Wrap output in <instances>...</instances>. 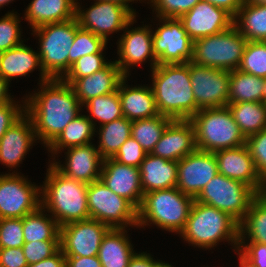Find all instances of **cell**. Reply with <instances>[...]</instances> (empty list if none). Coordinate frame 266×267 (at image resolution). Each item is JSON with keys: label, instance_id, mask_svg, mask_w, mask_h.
<instances>
[{"label": "cell", "instance_id": "obj_1", "mask_svg": "<svg viewBox=\"0 0 266 267\" xmlns=\"http://www.w3.org/2000/svg\"><path fill=\"white\" fill-rule=\"evenodd\" d=\"M25 96V113L31 118L37 142L46 149L83 109L75 93L63 79H49Z\"/></svg>", "mask_w": 266, "mask_h": 267}, {"label": "cell", "instance_id": "obj_2", "mask_svg": "<svg viewBox=\"0 0 266 267\" xmlns=\"http://www.w3.org/2000/svg\"><path fill=\"white\" fill-rule=\"evenodd\" d=\"M157 110L173 120H189L197 113L191 86L189 62L157 64L151 71Z\"/></svg>", "mask_w": 266, "mask_h": 267}, {"label": "cell", "instance_id": "obj_3", "mask_svg": "<svg viewBox=\"0 0 266 267\" xmlns=\"http://www.w3.org/2000/svg\"><path fill=\"white\" fill-rule=\"evenodd\" d=\"M41 185V206L57 221L59 227L90 219L88 184L67 177L49 160Z\"/></svg>", "mask_w": 266, "mask_h": 267}, {"label": "cell", "instance_id": "obj_4", "mask_svg": "<svg viewBox=\"0 0 266 267\" xmlns=\"http://www.w3.org/2000/svg\"><path fill=\"white\" fill-rule=\"evenodd\" d=\"M194 248L210 250L226 241L235 253L238 250L239 223L227 213L193 201L184 229L179 234ZM231 242V243H230Z\"/></svg>", "mask_w": 266, "mask_h": 267}, {"label": "cell", "instance_id": "obj_5", "mask_svg": "<svg viewBox=\"0 0 266 267\" xmlns=\"http://www.w3.org/2000/svg\"><path fill=\"white\" fill-rule=\"evenodd\" d=\"M194 198L177 187L147 192L138 208L137 228L157 226L180 234L184 229Z\"/></svg>", "mask_w": 266, "mask_h": 267}, {"label": "cell", "instance_id": "obj_6", "mask_svg": "<svg viewBox=\"0 0 266 267\" xmlns=\"http://www.w3.org/2000/svg\"><path fill=\"white\" fill-rule=\"evenodd\" d=\"M189 120L194 126L198 150L214 153L246 144L228 106L201 109Z\"/></svg>", "mask_w": 266, "mask_h": 267}, {"label": "cell", "instance_id": "obj_7", "mask_svg": "<svg viewBox=\"0 0 266 267\" xmlns=\"http://www.w3.org/2000/svg\"><path fill=\"white\" fill-rule=\"evenodd\" d=\"M79 27L78 20L74 17L32 30V35L39 38L40 64L49 79H63L69 72V51Z\"/></svg>", "mask_w": 266, "mask_h": 267}, {"label": "cell", "instance_id": "obj_8", "mask_svg": "<svg viewBox=\"0 0 266 267\" xmlns=\"http://www.w3.org/2000/svg\"><path fill=\"white\" fill-rule=\"evenodd\" d=\"M247 42L232 25L224 32L195 40L192 62L211 68L236 70L240 66Z\"/></svg>", "mask_w": 266, "mask_h": 267}, {"label": "cell", "instance_id": "obj_9", "mask_svg": "<svg viewBox=\"0 0 266 267\" xmlns=\"http://www.w3.org/2000/svg\"><path fill=\"white\" fill-rule=\"evenodd\" d=\"M87 199L91 219L114 229L137 228L138 209L126 198L112 192L101 180L88 184Z\"/></svg>", "mask_w": 266, "mask_h": 267}, {"label": "cell", "instance_id": "obj_10", "mask_svg": "<svg viewBox=\"0 0 266 267\" xmlns=\"http://www.w3.org/2000/svg\"><path fill=\"white\" fill-rule=\"evenodd\" d=\"M257 195L250 186L218 173L194 200L215 207L240 223Z\"/></svg>", "mask_w": 266, "mask_h": 267}, {"label": "cell", "instance_id": "obj_11", "mask_svg": "<svg viewBox=\"0 0 266 267\" xmlns=\"http://www.w3.org/2000/svg\"><path fill=\"white\" fill-rule=\"evenodd\" d=\"M41 206V186L15 172L0 174V218H23Z\"/></svg>", "mask_w": 266, "mask_h": 267}, {"label": "cell", "instance_id": "obj_12", "mask_svg": "<svg viewBox=\"0 0 266 267\" xmlns=\"http://www.w3.org/2000/svg\"><path fill=\"white\" fill-rule=\"evenodd\" d=\"M152 34L153 52L158 64H185L193 59L194 41L178 18H158Z\"/></svg>", "mask_w": 266, "mask_h": 267}, {"label": "cell", "instance_id": "obj_13", "mask_svg": "<svg viewBox=\"0 0 266 267\" xmlns=\"http://www.w3.org/2000/svg\"><path fill=\"white\" fill-rule=\"evenodd\" d=\"M86 9L81 8L76 0V18L80 27L102 37L107 43L110 34L123 31L135 17L125 6L116 2L94 0V4Z\"/></svg>", "mask_w": 266, "mask_h": 267}, {"label": "cell", "instance_id": "obj_14", "mask_svg": "<svg viewBox=\"0 0 266 267\" xmlns=\"http://www.w3.org/2000/svg\"><path fill=\"white\" fill-rule=\"evenodd\" d=\"M191 86L197 112L205 108L225 107L229 103L230 71L189 62Z\"/></svg>", "mask_w": 266, "mask_h": 267}, {"label": "cell", "instance_id": "obj_15", "mask_svg": "<svg viewBox=\"0 0 266 267\" xmlns=\"http://www.w3.org/2000/svg\"><path fill=\"white\" fill-rule=\"evenodd\" d=\"M136 17L125 26L124 32L117 42L119 57L115 63L126 76H129L131 67H137L139 64L147 62V59L150 61V70L158 64L153 52L152 25L143 24L131 29V25L133 26L134 22L137 23Z\"/></svg>", "mask_w": 266, "mask_h": 267}, {"label": "cell", "instance_id": "obj_16", "mask_svg": "<svg viewBox=\"0 0 266 267\" xmlns=\"http://www.w3.org/2000/svg\"><path fill=\"white\" fill-rule=\"evenodd\" d=\"M111 228L95 219L72 222L60 227V249L65 256H95Z\"/></svg>", "mask_w": 266, "mask_h": 267}, {"label": "cell", "instance_id": "obj_17", "mask_svg": "<svg viewBox=\"0 0 266 267\" xmlns=\"http://www.w3.org/2000/svg\"><path fill=\"white\" fill-rule=\"evenodd\" d=\"M176 187L194 199L218 174V164L214 153L196 149L177 162Z\"/></svg>", "mask_w": 266, "mask_h": 267}, {"label": "cell", "instance_id": "obj_18", "mask_svg": "<svg viewBox=\"0 0 266 267\" xmlns=\"http://www.w3.org/2000/svg\"><path fill=\"white\" fill-rule=\"evenodd\" d=\"M179 20L188 36L195 41L228 30L233 25L234 18L224 9L200 0Z\"/></svg>", "mask_w": 266, "mask_h": 267}, {"label": "cell", "instance_id": "obj_19", "mask_svg": "<svg viewBox=\"0 0 266 267\" xmlns=\"http://www.w3.org/2000/svg\"><path fill=\"white\" fill-rule=\"evenodd\" d=\"M218 173L250 186L257 194L266 192V183L258 174L246 144L214 152Z\"/></svg>", "mask_w": 266, "mask_h": 267}, {"label": "cell", "instance_id": "obj_20", "mask_svg": "<svg viewBox=\"0 0 266 267\" xmlns=\"http://www.w3.org/2000/svg\"><path fill=\"white\" fill-rule=\"evenodd\" d=\"M101 182L115 194L126 198L137 209L144 193L142 191L139 168L121 164L113 158L103 159Z\"/></svg>", "mask_w": 266, "mask_h": 267}, {"label": "cell", "instance_id": "obj_21", "mask_svg": "<svg viewBox=\"0 0 266 267\" xmlns=\"http://www.w3.org/2000/svg\"><path fill=\"white\" fill-rule=\"evenodd\" d=\"M95 144L71 147L65 152V162L53 159L52 164L67 177L89 184L100 180L103 158Z\"/></svg>", "mask_w": 266, "mask_h": 267}, {"label": "cell", "instance_id": "obj_22", "mask_svg": "<svg viewBox=\"0 0 266 267\" xmlns=\"http://www.w3.org/2000/svg\"><path fill=\"white\" fill-rule=\"evenodd\" d=\"M36 140L33 122L25 113L0 139V163L11 170L20 167Z\"/></svg>", "mask_w": 266, "mask_h": 267}, {"label": "cell", "instance_id": "obj_23", "mask_svg": "<svg viewBox=\"0 0 266 267\" xmlns=\"http://www.w3.org/2000/svg\"><path fill=\"white\" fill-rule=\"evenodd\" d=\"M197 149L195 130L190 120H172L151 154L170 161H179Z\"/></svg>", "mask_w": 266, "mask_h": 267}, {"label": "cell", "instance_id": "obj_24", "mask_svg": "<svg viewBox=\"0 0 266 267\" xmlns=\"http://www.w3.org/2000/svg\"><path fill=\"white\" fill-rule=\"evenodd\" d=\"M126 75L115 61H111L105 68L92 75L78 79H63L70 84L75 96L83 106L94 97L110 94L118 90L121 81Z\"/></svg>", "mask_w": 266, "mask_h": 267}, {"label": "cell", "instance_id": "obj_25", "mask_svg": "<svg viewBox=\"0 0 266 267\" xmlns=\"http://www.w3.org/2000/svg\"><path fill=\"white\" fill-rule=\"evenodd\" d=\"M39 69V82L48 81L41 68L38 51L28 47L24 42L7 51L0 52V76H2L9 84L12 79L26 76Z\"/></svg>", "mask_w": 266, "mask_h": 267}, {"label": "cell", "instance_id": "obj_26", "mask_svg": "<svg viewBox=\"0 0 266 267\" xmlns=\"http://www.w3.org/2000/svg\"><path fill=\"white\" fill-rule=\"evenodd\" d=\"M126 76L120 83L118 94L124 117L134 121L159 115L151 85L129 86Z\"/></svg>", "mask_w": 266, "mask_h": 267}, {"label": "cell", "instance_id": "obj_27", "mask_svg": "<svg viewBox=\"0 0 266 267\" xmlns=\"http://www.w3.org/2000/svg\"><path fill=\"white\" fill-rule=\"evenodd\" d=\"M143 193L175 188L177 185V161H170L151 153L139 166Z\"/></svg>", "mask_w": 266, "mask_h": 267}, {"label": "cell", "instance_id": "obj_28", "mask_svg": "<svg viewBox=\"0 0 266 267\" xmlns=\"http://www.w3.org/2000/svg\"><path fill=\"white\" fill-rule=\"evenodd\" d=\"M23 18L31 29L76 17V0H32Z\"/></svg>", "mask_w": 266, "mask_h": 267}, {"label": "cell", "instance_id": "obj_29", "mask_svg": "<svg viewBox=\"0 0 266 267\" xmlns=\"http://www.w3.org/2000/svg\"><path fill=\"white\" fill-rule=\"evenodd\" d=\"M127 229L111 228L104 236L98 251L102 267H128L135 254Z\"/></svg>", "mask_w": 266, "mask_h": 267}, {"label": "cell", "instance_id": "obj_30", "mask_svg": "<svg viewBox=\"0 0 266 267\" xmlns=\"http://www.w3.org/2000/svg\"><path fill=\"white\" fill-rule=\"evenodd\" d=\"M266 103V78L240 71H230L229 103Z\"/></svg>", "mask_w": 266, "mask_h": 267}, {"label": "cell", "instance_id": "obj_31", "mask_svg": "<svg viewBox=\"0 0 266 267\" xmlns=\"http://www.w3.org/2000/svg\"><path fill=\"white\" fill-rule=\"evenodd\" d=\"M93 123L85 114H79L62 131L58 138L47 148L55 159L65 149L91 144L96 135ZM95 134V135H94Z\"/></svg>", "mask_w": 266, "mask_h": 267}, {"label": "cell", "instance_id": "obj_32", "mask_svg": "<svg viewBox=\"0 0 266 267\" xmlns=\"http://www.w3.org/2000/svg\"><path fill=\"white\" fill-rule=\"evenodd\" d=\"M246 241L266 244V192L252 200L239 223V242Z\"/></svg>", "mask_w": 266, "mask_h": 267}, {"label": "cell", "instance_id": "obj_33", "mask_svg": "<svg viewBox=\"0 0 266 267\" xmlns=\"http://www.w3.org/2000/svg\"><path fill=\"white\" fill-rule=\"evenodd\" d=\"M233 25L247 41H266V6L243 3Z\"/></svg>", "mask_w": 266, "mask_h": 267}, {"label": "cell", "instance_id": "obj_34", "mask_svg": "<svg viewBox=\"0 0 266 267\" xmlns=\"http://www.w3.org/2000/svg\"><path fill=\"white\" fill-rule=\"evenodd\" d=\"M131 125V120L122 117L95 128L99 135V145L96 148L103 159L112 158L128 140L131 136Z\"/></svg>", "mask_w": 266, "mask_h": 267}, {"label": "cell", "instance_id": "obj_35", "mask_svg": "<svg viewBox=\"0 0 266 267\" xmlns=\"http://www.w3.org/2000/svg\"><path fill=\"white\" fill-rule=\"evenodd\" d=\"M227 106L245 138L266 128V103L238 102Z\"/></svg>", "mask_w": 266, "mask_h": 267}, {"label": "cell", "instance_id": "obj_36", "mask_svg": "<svg viewBox=\"0 0 266 267\" xmlns=\"http://www.w3.org/2000/svg\"><path fill=\"white\" fill-rule=\"evenodd\" d=\"M24 242L60 240L57 221L40 206L35 212L23 217Z\"/></svg>", "mask_w": 266, "mask_h": 267}, {"label": "cell", "instance_id": "obj_37", "mask_svg": "<svg viewBox=\"0 0 266 267\" xmlns=\"http://www.w3.org/2000/svg\"><path fill=\"white\" fill-rule=\"evenodd\" d=\"M173 119L165 115H156L132 121L131 136L142 146L143 150L149 154L161 139L167 125Z\"/></svg>", "mask_w": 266, "mask_h": 267}, {"label": "cell", "instance_id": "obj_38", "mask_svg": "<svg viewBox=\"0 0 266 267\" xmlns=\"http://www.w3.org/2000/svg\"><path fill=\"white\" fill-rule=\"evenodd\" d=\"M82 107L86 108L87 112H89L86 116L95 128L98 122L99 126H101L124 117L118 90L110 94L91 98Z\"/></svg>", "mask_w": 266, "mask_h": 267}, {"label": "cell", "instance_id": "obj_39", "mask_svg": "<svg viewBox=\"0 0 266 267\" xmlns=\"http://www.w3.org/2000/svg\"><path fill=\"white\" fill-rule=\"evenodd\" d=\"M107 47V42L89 30L79 27L76 31L75 39L69 51V70L72 65L82 56L103 53Z\"/></svg>", "mask_w": 266, "mask_h": 267}, {"label": "cell", "instance_id": "obj_40", "mask_svg": "<svg viewBox=\"0 0 266 267\" xmlns=\"http://www.w3.org/2000/svg\"><path fill=\"white\" fill-rule=\"evenodd\" d=\"M238 69L266 78V41H248Z\"/></svg>", "mask_w": 266, "mask_h": 267}, {"label": "cell", "instance_id": "obj_41", "mask_svg": "<svg viewBox=\"0 0 266 267\" xmlns=\"http://www.w3.org/2000/svg\"><path fill=\"white\" fill-rule=\"evenodd\" d=\"M11 11L0 18V52L7 51L22 44L21 18ZM22 38V39H21Z\"/></svg>", "mask_w": 266, "mask_h": 267}, {"label": "cell", "instance_id": "obj_42", "mask_svg": "<svg viewBox=\"0 0 266 267\" xmlns=\"http://www.w3.org/2000/svg\"><path fill=\"white\" fill-rule=\"evenodd\" d=\"M157 18H180L200 0H147Z\"/></svg>", "mask_w": 266, "mask_h": 267}, {"label": "cell", "instance_id": "obj_43", "mask_svg": "<svg viewBox=\"0 0 266 267\" xmlns=\"http://www.w3.org/2000/svg\"><path fill=\"white\" fill-rule=\"evenodd\" d=\"M23 218H0V248L24 245Z\"/></svg>", "mask_w": 266, "mask_h": 267}, {"label": "cell", "instance_id": "obj_44", "mask_svg": "<svg viewBox=\"0 0 266 267\" xmlns=\"http://www.w3.org/2000/svg\"><path fill=\"white\" fill-rule=\"evenodd\" d=\"M104 53L85 55L79 58L63 79L83 78L105 68L111 61L105 60Z\"/></svg>", "mask_w": 266, "mask_h": 267}, {"label": "cell", "instance_id": "obj_45", "mask_svg": "<svg viewBox=\"0 0 266 267\" xmlns=\"http://www.w3.org/2000/svg\"><path fill=\"white\" fill-rule=\"evenodd\" d=\"M246 145L258 174L266 183V128L247 137Z\"/></svg>", "mask_w": 266, "mask_h": 267}, {"label": "cell", "instance_id": "obj_46", "mask_svg": "<svg viewBox=\"0 0 266 267\" xmlns=\"http://www.w3.org/2000/svg\"><path fill=\"white\" fill-rule=\"evenodd\" d=\"M22 248L28 265H31L55 254L60 249V240L25 242Z\"/></svg>", "mask_w": 266, "mask_h": 267}, {"label": "cell", "instance_id": "obj_47", "mask_svg": "<svg viewBox=\"0 0 266 267\" xmlns=\"http://www.w3.org/2000/svg\"><path fill=\"white\" fill-rule=\"evenodd\" d=\"M146 155L142 146L130 136L112 158L121 164L139 168Z\"/></svg>", "mask_w": 266, "mask_h": 267}, {"label": "cell", "instance_id": "obj_48", "mask_svg": "<svg viewBox=\"0 0 266 267\" xmlns=\"http://www.w3.org/2000/svg\"><path fill=\"white\" fill-rule=\"evenodd\" d=\"M237 256L250 267H266V244L238 242Z\"/></svg>", "mask_w": 266, "mask_h": 267}, {"label": "cell", "instance_id": "obj_49", "mask_svg": "<svg viewBox=\"0 0 266 267\" xmlns=\"http://www.w3.org/2000/svg\"><path fill=\"white\" fill-rule=\"evenodd\" d=\"M12 100L0 105V139L5 132L25 114V99L21 102ZM20 103V104H18Z\"/></svg>", "mask_w": 266, "mask_h": 267}, {"label": "cell", "instance_id": "obj_50", "mask_svg": "<svg viewBox=\"0 0 266 267\" xmlns=\"http://www.w3.org/2000/svg\"><path fill=\"white\" fill-rule=\"evenodd\" d=\"M23 248H0V267H27Z\"/></svg>", "mask_w": 266, "mask_h": 267}, {"label": "cell", "instance_id": "obj_51", "mask_svg": "<svg viewBox=\"0 0 266 267\" xmlns=\"http://www.w3.org/2000/svg\"><path fill=\"white\" fill-rule=\"evenodd\" d=\"M164 261L155 260L147 252H135L128 263V267H159Z\"/></svg>", "mask_w": 266, "mask_h": 267}, {"label": "cell", "instance_id": "obj_52", "mask_svg": "<svg viewBox=\"0 0 266 267\" xmlns=\"http://www.w3.org/2000/svg\"><path fill=\"white\" fill-rule=\"evenodd\" d=\"M66 267H102L98 256H65Z\"/></svg>", "mask_w": 266, "mask_h": 267}, {"label": "cell", "instance_id": "obj_53", "mask_svg": "<svg viewBox=\"0 0 266 267\" xmlns=\"http://www.w3.org/2000/svg\"><path fill=\"white\" fill-rule=\"evenodd\" d=\"M27 267H66V257L62 250L59 249L52 256L45 258L37 263L28 265Z\"/></svg>", "mask_w": 266, "mask_h": 267}, {"label": "cell", "instance_id": "obj_54", "mask_svg": "<svg viewBox=\"0 0 266 267\" xmlns=\"http://www.w3.org/2000/svg\"><path fill=\"white\" fill-rule=\"evenodd\" d=\"M217 6L218 8L224 9L233 18L237 15L238 10L243 4V0H205Z\"/></svg>", "mask_w": 266, "mask_h": 267}, {"label": "cell", "instance_id": "obj_55", "mask_svg": "<svg viewBox=\"0 0 266 267\" xmlns=\"http://www.w3.org/2000/svg\"><path fill=\"white\" fill-rule=\"evenodd\" d=\"M9 85L10 84L2 76H0V105L11 102L14 99L13 95L11 96L8 92L9 87H11Z\"/></svg>", "mask_w": 266, "mask_h": 267}, {"label": "cell", "instance_id": "obj_56", "mask_svg": "<svg viewBox=\"0 0 266 267\" xmlns=\"http://www.w3.org/2000/svg\"><path fill=\"white\" fill-rule=\"evenodd\" d=\"M95 1H108V2H116L123 6H125L134 16H136V10L129 5L130 2L138 1V0H95ZM140 1V0H139ZM141 1H147V0H141Z\"/></svg>", "mask_w": 266, "mask_h": 267}, {"label": "cell", "instance_id": "obj_57", "mask_svg": "<svg viewBox=\"0 0 266 267\" xmlns=\"http://www.w3.org/2000/svg\"><path fill=\"white\" fill-rule=\"evenodd\" d=\"M243 3L266 6V0H243Z\"/></svg>", "mask_w": 266, "mask_h": 267}, {"label": "cell", "instance_id": "obj_58", "mask_svg": "<svg viewBox=\"0 0 266 267\" xmlns=\"http://www.w3.org/2000/svg\"><path fill=\"white\" fill-rule=\"evenodd\" d=\"M14 0H0V8L9 5Z\"/></svg>", "mask_w": 266, "mask_h": 267}, {"label": "cell", "instance_id": "obj_59", "mask_svg": "<svg viewBox=\"0 0 266 267\" xmlns=\"http://www.w3.org/2000/svg\"><path fill=\"white\" fill-rule=\"evenodd\" d=\"M239 266L238 267H250L248 264H246L240 257H238Z\"/></svg>", "mask_w": 266, "mask_h": 267}, {"label": "cell", "instance_id": "obj_60", "mask_svg": "<svg viewBox=\"0 0 266 267\" xmlns=\"http://www.w3.org/2000/svg\"><path fill=\"white\" fill-rule=\"evenodd\" d=\"M159 267H173L172 264L166 263L165 261Z\"/></svg>", "mask_w": 266, "mask_h": 267}]
</instances>
